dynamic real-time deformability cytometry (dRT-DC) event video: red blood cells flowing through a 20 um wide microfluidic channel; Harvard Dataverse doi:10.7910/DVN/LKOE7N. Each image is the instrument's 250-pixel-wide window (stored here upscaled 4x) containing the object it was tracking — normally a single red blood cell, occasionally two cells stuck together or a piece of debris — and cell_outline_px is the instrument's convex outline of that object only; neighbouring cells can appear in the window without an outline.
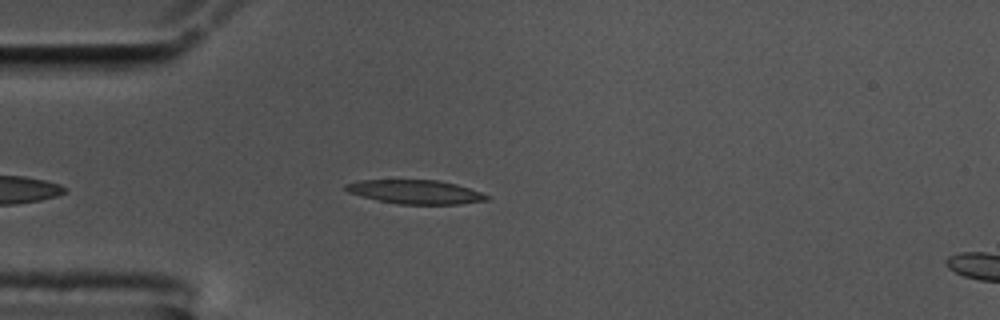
{"species": "common noctule bat (a hibernating species)", "species_latin": "Nyctalus noctula", "temperature_condition": "cold", "stored_images_in_passage": 30, "camera_frame_rate_fps": 3000, "um_per_image_px": 0.085, "animal": {"sex": "male", "body_mass_g": 17.5, "forearm_length_mm": 52.3}, "frame": {"image": 1, "passage_image": 3, "time_ms": 0.667, "image_size_px": [1000, 320], "cell_outline_px": [[492, 196], [488, 200], [460, 204], [400, 204], [380, 200], [348, 192], [344, 188], [344, 184], [360, 180], [440, 180], [456, 184]], "centroid_in_image_um": [35.35, 16.3], "position_along_channel_um": 49.6, "area_um2": 19.48}}
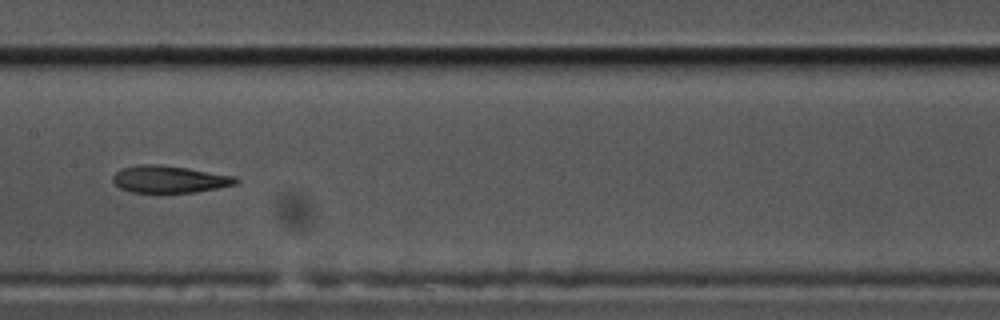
{"frame": {"image": 2, "passage_image": 16, "time_ms": 5.0, "image_size_px": [1000, 320], "cell_outline_px": [[240, 180], [236, 184], [196, 192], [132, 192], [120, 188], [112, 180], [112, 176], [120, 168], [136, 164], [160, 164], [188, 168], [236, 176]], "centroid_in_image_um": [14.38, 15.22], "position_along_channel_um": 193.0, "area_um2": 19.54}}
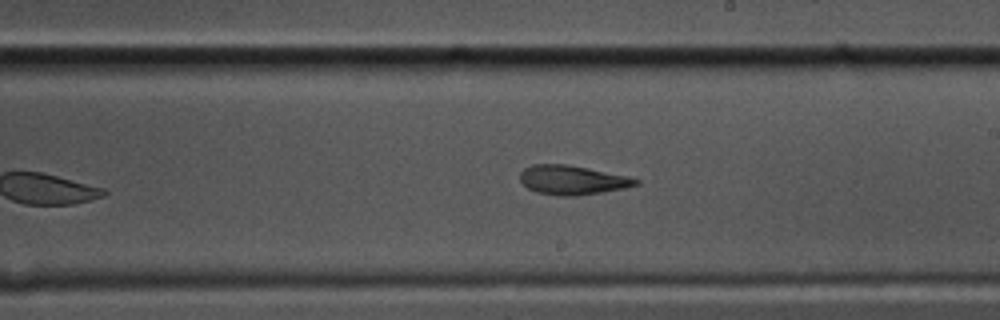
{"frame": {"image": 3, "passage_image": 20, "time_ms": 6.333, "image_size_px": [1000, 320], "cell_outline_px": [[640, 184], [624, 188], [576, 196], [560, 196], [536, 192], [528, 188], [520, 180], [520, 172], [524, 168], [532, 164], [568, 164], [628, 176], [640, 180]], "centroid_in_image_um": [48.64, 15.29], "position_along_channel_um": 240.4, "area_um2": 19.71}}